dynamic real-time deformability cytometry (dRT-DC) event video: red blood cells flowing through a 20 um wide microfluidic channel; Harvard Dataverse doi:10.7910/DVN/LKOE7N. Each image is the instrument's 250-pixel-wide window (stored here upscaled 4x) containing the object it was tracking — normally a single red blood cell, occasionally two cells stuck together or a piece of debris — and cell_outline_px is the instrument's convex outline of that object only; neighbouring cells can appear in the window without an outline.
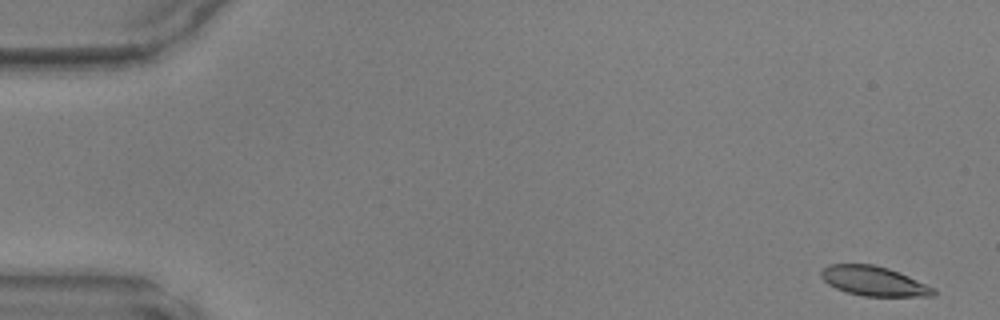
{"species": "common noctule bat (a hibernating species)", "species_latin": "Nyctalus noctula", "temperature_condition": "warm", "stored_images_in_passage": 48, "segment_of_instrument_passage": [1, 2], "camera_frame_rate_fps": 3000, "um_per_image_px": 0.085, "animal": {"sex": "male", "body_mass_g": 17.9, "forearm_length_mm": 54.2}, "frame": {"image": 1, "passage_image": 1, "time_ms": 0.0, "image_size_px": [1000, 320], "cell_outline_px": [[936, 296], [864, 296], [848, 292], [836, 288], [828, 284], [820, 276], [820, 272], [828, 264], [872, 264], [888, 268], [900, 272], [936, 288]], "centroid_in_image_um": [74.31, 23.89], "position_along_channel_um": 10.7, "area_um2": 19.42}}
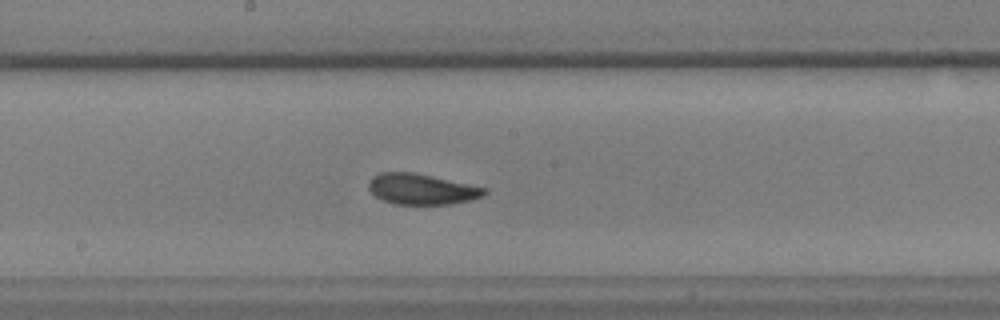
{"frame": {"image": 2, "passage_image": 25, "time_ms": 8.0, "image_size_px": [1000, 320], "cell_outline_px": [[488, 192], [484, 196], [472, 200], [448, 204], [392, 204], [376, 196], [368, 188], [368, 184], [372, 176], [380, 172], [412, 172], [488, 188]], "centroid_in_image_um": [35.86, 16.08], "position_along_channel_um": 212.3, "area_um2": 20.69}}
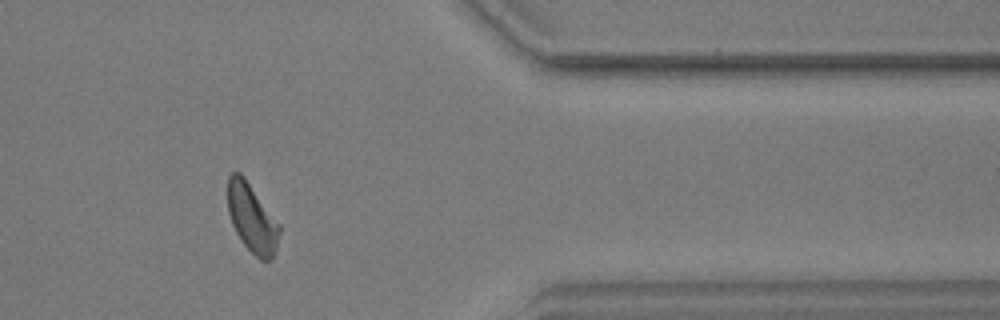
{"frame": {"image": 3, "passage_image": 39, "time_ms": 12.667, "image_size_px": [1000, 320], "cell_outline_px": [[280, 232], [276, 248], [272, 260], [260, 260], [244, 244], [236, 232], [232, 224], [228, 212], [228, 176], [232, 172], [240, 172], [244, 176], [280, 224]], "centroid_in_image_um": [21.42, 18.53], "position_along_channel_um": 390.0, "area_um2": 20.58}}